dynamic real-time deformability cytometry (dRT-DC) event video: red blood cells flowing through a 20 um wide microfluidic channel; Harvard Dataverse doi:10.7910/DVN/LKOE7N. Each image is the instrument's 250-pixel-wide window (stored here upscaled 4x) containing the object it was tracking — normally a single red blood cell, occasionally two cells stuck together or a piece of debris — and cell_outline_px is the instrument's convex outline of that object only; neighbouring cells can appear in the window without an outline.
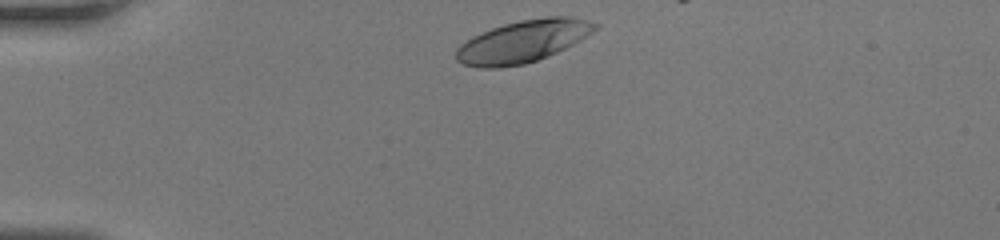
{"species": "human", "species_latin": "Homo sapiens", "temperature_condition": "room temperature", "stored_images_in_passage": 28, "camera_frame_rate_fps": 3000, "um_per_image_px": 0.085, "donor": {"sex": "female"}, "frame": {"image": 1, "passage_image": 1, "time_ms": 0.0, "image_size_px": [1000, 240], "cell_outline_px": [[600, 24], [592, 32], [580, 40], [556, 52], [536, 60], [524, 64], [496, 68], [480, 68], [464, 64], [456, 60], [456, 48], [460, 44], [472, 36], [492, 28], [504, 24], [520, 20], [548, 16], [572, 16], [588, 20]], "centroid_in_image_um": [44.43, 3.51], "position_along_channel_um": 40.6, "area_um2": 33.99}}
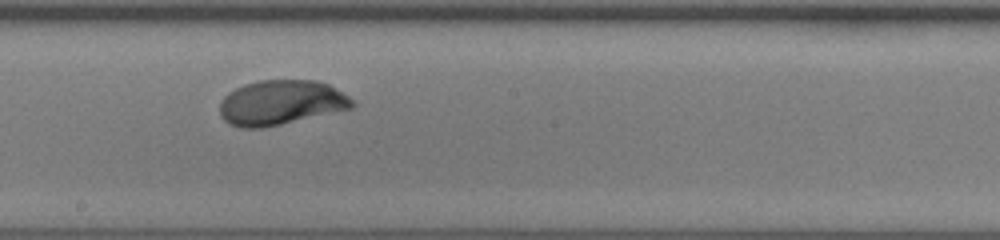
{"frame": {"image": 2, "passage_image": 16, "time_ms": 5.0, "image_size_px": [1000, 240], "cell_outline_px": [[356, 104], [352, 108], [280, 124], [260, 128], [240, 128], [228, 124], [220, 116], [220, 104], [224, 96], [228, 92], [244, 84], [260, 80], [316, 80], [328, 84], [348, 96]], "centroid_in_image_um": [23.85, 8.72], "position_along_channel_um": 224.4, "area_um2": 34.45}}
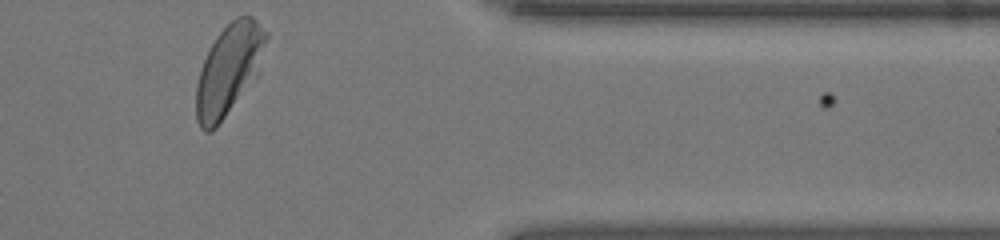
{"frame": {"image": 3, "passage_image": 28, "time_ms": 9.0, "image_size_px": [1000, 240], "cell_outline_px": [[268, 36], [248, 76], [224, 116], [216, 128], [208, 132], [204, 132], [200, 128], [196, 120], [196, 84], [204, 60], [216, 36], [236, 16], [252, 16], [268, 32]], "centroid_in_image_um": [19.31, 5.87], "position_along_channel_um": 392.1, "area_um2": 33.76}}